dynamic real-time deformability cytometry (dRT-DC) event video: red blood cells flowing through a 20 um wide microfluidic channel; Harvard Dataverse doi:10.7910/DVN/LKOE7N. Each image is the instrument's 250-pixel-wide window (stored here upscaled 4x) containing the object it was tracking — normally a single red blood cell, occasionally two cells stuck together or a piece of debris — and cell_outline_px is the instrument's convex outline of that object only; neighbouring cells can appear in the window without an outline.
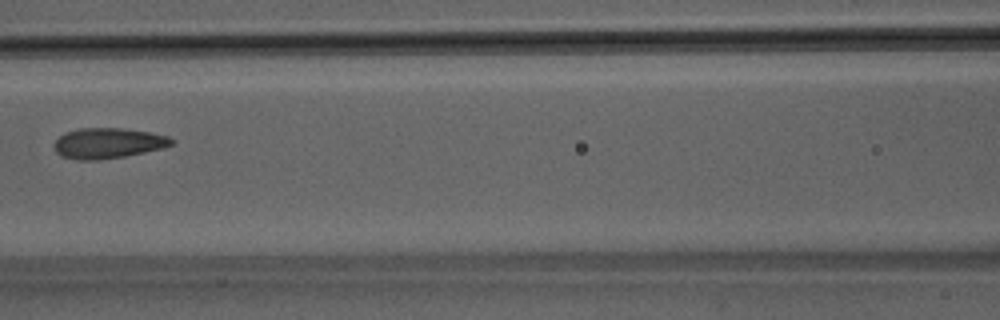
{"species": "Egyptian fruit bat (a non-hibernating species)", "species_latin": "Rousettus aegyptiacus", "temperature_condition": "room temperature", "stored_images_in_passage": 7, "camera_frame_rate_fps": 3000, "um_per_image_px": 0.085, "animal": {"sex": "male"}, "frame": {"image": 1, "passage_image": 6, "time_ms": 1.667, "image_size_px": [1000, 320], "cell_outline_px": [[176, 140], [172, 144], [160, 148], [144, 152], [124, 156], [96, 160], [76, 160], [60, 156], [56, 152], [52, 144], [64, 132], [80, 128], [120, 128], [148, 132], [168, 136]], "centroid_in_image_um": [9.12, 12.17], "position_along_channel_um": 157.5, "area_um2": 20.81}}